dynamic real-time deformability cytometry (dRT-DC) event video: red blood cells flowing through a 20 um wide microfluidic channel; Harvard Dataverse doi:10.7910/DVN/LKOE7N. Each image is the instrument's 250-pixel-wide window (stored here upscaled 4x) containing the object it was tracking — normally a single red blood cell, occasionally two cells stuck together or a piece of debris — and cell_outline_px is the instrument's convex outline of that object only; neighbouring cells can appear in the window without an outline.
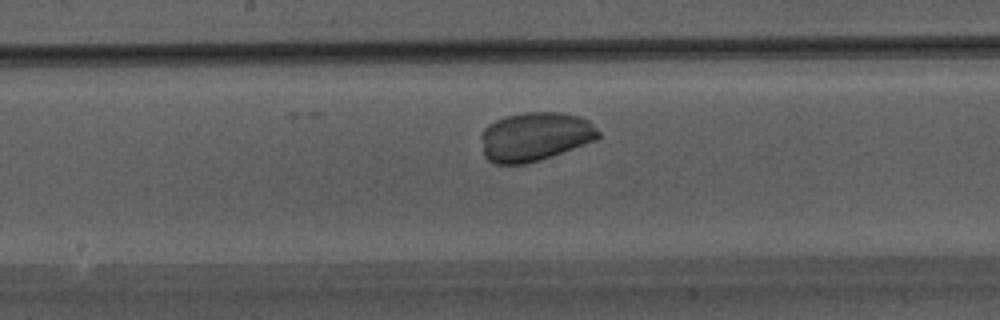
{"species": "Egyptian fruit bat (a non-hibernating species)", "species_latin": "Rousettus aegyptiacus", "temperature_condition": "warm", "stored_images_in_passage": 28, "camera_frame_rate_fps": 3000, "um_per_image_px": 0.085, "animal": {"sex": "male"}, "frame": {"image": 1, "passage_image": 13, "time_ms": 4.0, "image_size_px": [1000, 320], "cell_outline_px": [[600, 136], [596, 140], [540, 160], [524, 164], [496, 164], [488, 160], [484, 156], [480, 136], [484, 128], [488, 124], [504, 116], [524, 112], [560, 112], [580, 116], [588, 120], [600, 132]], "centroid_in_image_um": [45.45, 11.6], "position_along_channel_um": 202.8, "area_um2": 33.58}}
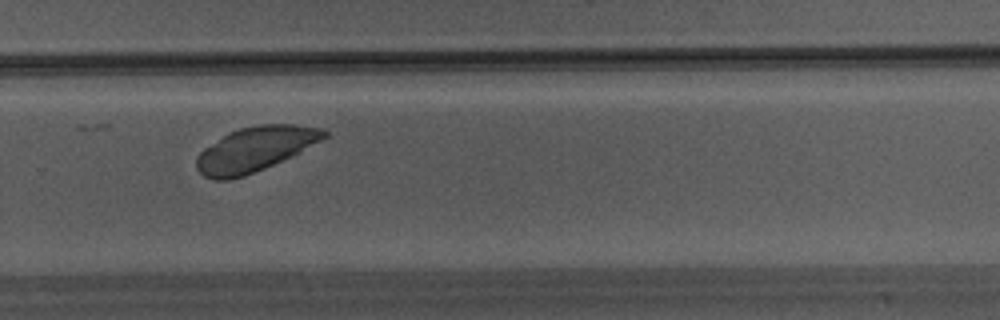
{"frame": {"image": 2, "passage_image": 20, "time_ms": 6.333, "image_size_px": [1000, 320], "cell_outline_px": [[328, 136], [300, 152], [264, 168], [244, 176], [228, 180], [216, 180], [204, 176], [196, 168], [196, 156], [204, 148], [228, 132], [240, 128], [260, 124], [292, 124], [324, 128], [328, 132]], "centroid_in_image_um": [21.67, 12.67], "position_along_channel_um": 308.1, "area_um2": 33.06}}
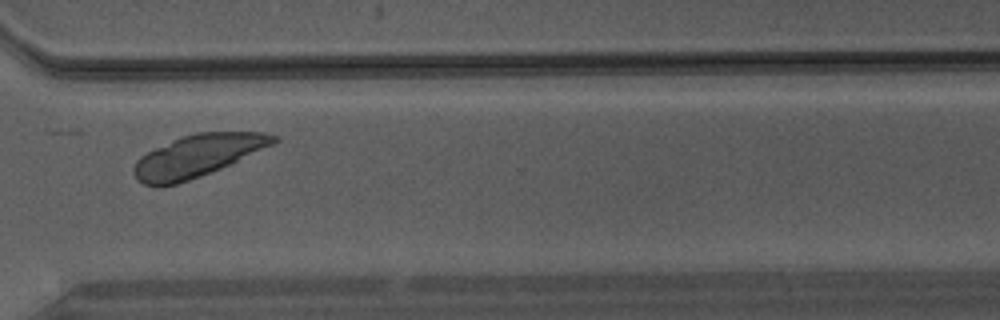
{"frame": {"image": 3, "passage_image": 23, "time_ms": 7.333, "image_size_px": [1000, 320], "cell_outline_px": [[280, 140], [272, 144], [212, 172], [176, 184], [156, 188], [144, 184], [136, 180], [132, 172], [132, 168], [136, 160], [140, 156], [180, 136], [196, 132], [264, 132], [280, 136]], "centroid_in_image_um": [16.74, 13.25], "position_along_channel_um": 353.9, "area_um2": 34.28}}